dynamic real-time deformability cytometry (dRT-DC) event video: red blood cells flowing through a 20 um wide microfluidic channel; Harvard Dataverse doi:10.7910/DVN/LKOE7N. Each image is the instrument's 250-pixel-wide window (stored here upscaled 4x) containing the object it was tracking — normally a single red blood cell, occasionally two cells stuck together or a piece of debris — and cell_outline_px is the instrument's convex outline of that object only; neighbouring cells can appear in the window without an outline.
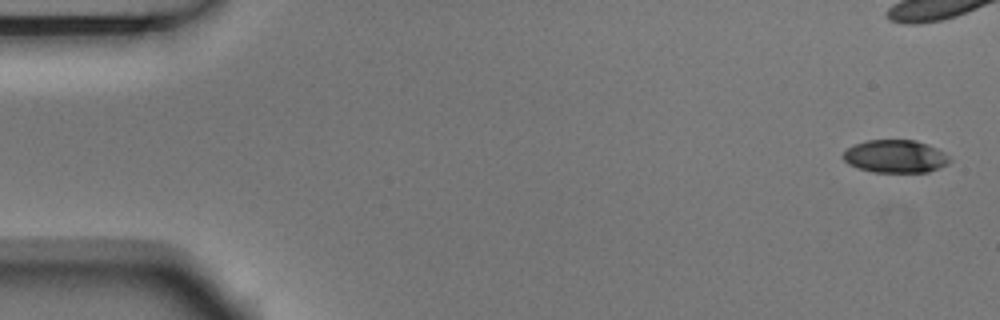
{"species": "Egyptian fruit bat (a non-hibernating species)", "species_latin": "Rousettus aegyptiacus", "temperature_condition": "room temperature", "stored_images_in_passage": 6, "camera_frame_rate_fps": 3000, "um_per_image_px": 0.085, "animal": {"sex": "male"}, "frame": {"image": 1, "passage_image": 1, "time_ms": 0.0, "image_size_px": [1000, 320], "cell_outline_px": [[952, 160], [948, 164], [928, 172], [872, 172], [848, 164], [844, 160], [844, 152], [848, 148], [856, 144], [868, 140], [916, 140], [928, 144], [944, 152]], "centroid_in_image_um": [76.14, 13.29], "position_along_channel_um": 8.9, "area_um2": 20.29}}
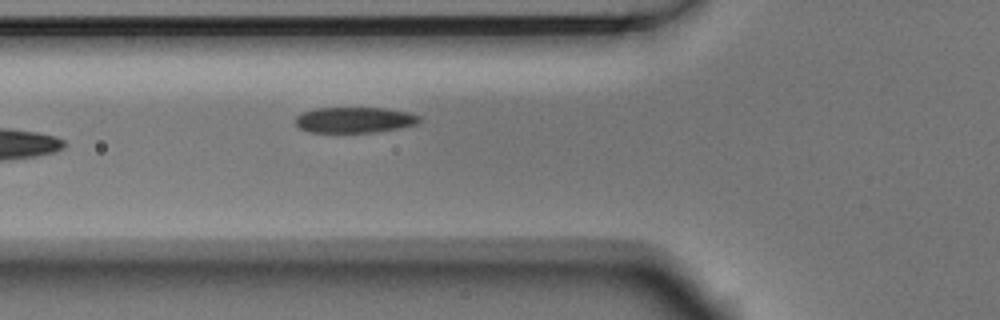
{"frame": {"image": 2, "passage_image": 6, "time_ms": 1.667, "image_size_px": [1000, 320], "cell_outline_px": [[420, 120], [416, 124], [400, 128], [376, 132], [308, 132], [300, 128], [296, 124], [296, 116], [304, 112], [316, 108], [388, 108], [408, 112], [420, 116]], "centroid_in_image_um": [30.15, 10.19], "position_along_channel_um": 95.6, "area_um2": 18.55}}